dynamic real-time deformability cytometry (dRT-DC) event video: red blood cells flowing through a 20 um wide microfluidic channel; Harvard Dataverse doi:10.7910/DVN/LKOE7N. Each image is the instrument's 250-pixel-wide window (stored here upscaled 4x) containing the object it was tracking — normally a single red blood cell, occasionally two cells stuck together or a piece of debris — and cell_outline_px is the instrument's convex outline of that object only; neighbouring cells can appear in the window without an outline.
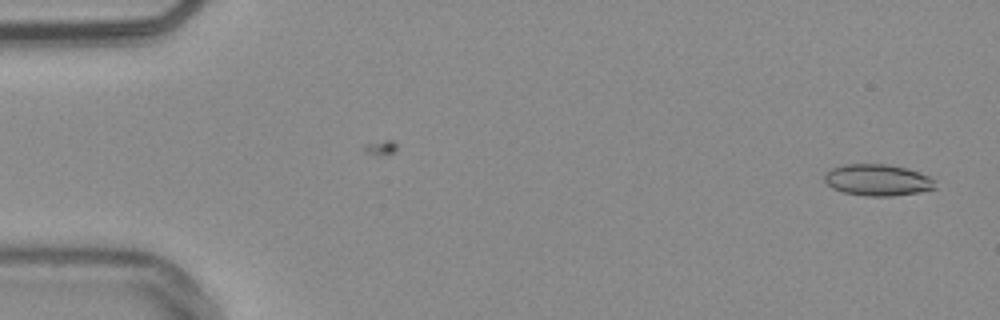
{"species": "common noctule bat (a hibernating species)", "species_latin": "Nyctalus noctula", "temperature_condition": "warm", "stored_images_in_passage": 17, "camera_frame_rate_fps": 3000, "um_per_image_px": 0.085, "animal": {"sex": "male", "body_mass_g": 20.4}, "frame": {"image": 1, "passage_image": 2, "time_ms": 0.333, "image_size_px": [1000, 320], "cell_outline_px": [[936, 188], [920, 192], [888, 196], [864, 196], [844, 192], [832, 188], [824, 180], [824, 172], [832, 168], [844, 164], [888, 164], [920, 172], [928, 176], [932, 180]], "centroid_in_image_um": [74.55, 15.3], "position_along_channel_um": 10.4, "area_um2": 20.23}}
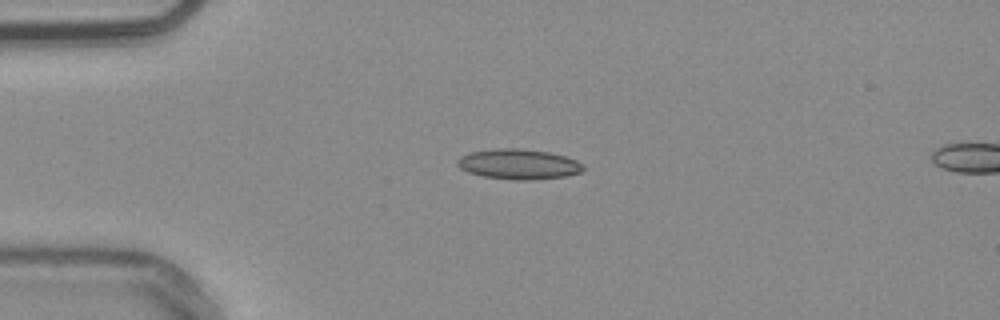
{"frame": {"image": 2, "passage_image": 13, "time_ms": 4.0, "image_size_px": [1000, 320], "cell_outline_px": [[584, 168], [580, 172], [564, 176], [532, 180], [512, 180], [484, 176], [468, 172], [460, 168], [456, 164], [456, 160], [460, 156], [468, 152], [492, 148], [516, 148], [548, 152], [564, 156], [576, 160]], "centroid_in_image_um": [44.0, 13.95], "position_along_channel_um": 41.0, "area_um2": 22.14}}